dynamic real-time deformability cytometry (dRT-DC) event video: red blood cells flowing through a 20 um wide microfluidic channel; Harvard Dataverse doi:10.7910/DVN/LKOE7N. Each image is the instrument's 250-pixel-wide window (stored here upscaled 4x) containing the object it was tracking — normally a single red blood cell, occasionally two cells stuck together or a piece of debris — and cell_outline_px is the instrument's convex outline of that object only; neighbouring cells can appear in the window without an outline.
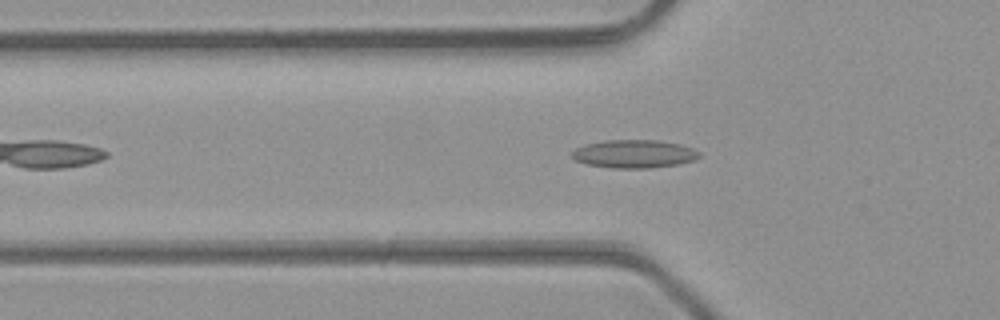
{"species": "common noctule bat (a hibernating species)", "species_latin": "Nyctalus noctula", "temperature_condition": "room temperature", "stored_images_in_passage": 41, "camera_frame_rate_fps": 3000, "um_per_image_px": 0.085, "animal": {"sex": "male", "body_mass_g": 23.1, "forearm_length_mm": 52.7}, "frame": {"image": 1, "passage_image": 8, "time_ms": 2.333, "image_size_px": [1000, 320], "cell_outline_px": [[700, 156], [692, 160], [676, 164], [652, 168], [612, 168], [588, 164], [576, 160], [572, 156], [572, 152], [576, 148], [584, 144], [604, 140], [656, 140], [676, 144], [692, 148], [700, 152]], "centroid_in_image_um": [53.87, 13.08], "position_along_channel_um": 71.9, "area_um2": 20.63}}
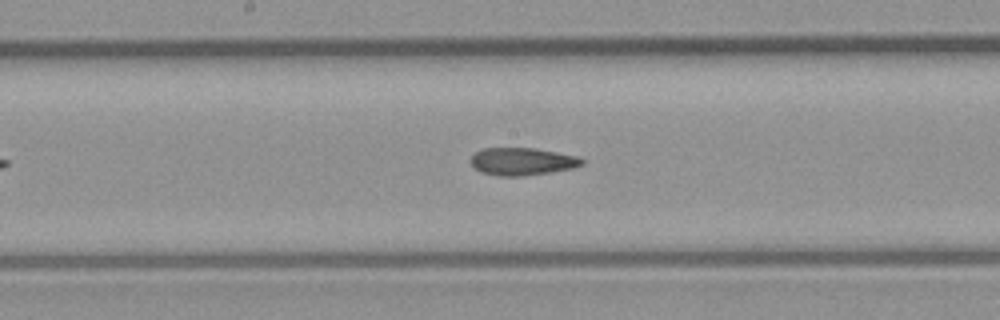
{"frame": {"image": 2, "passage_image": 17, "time_ms": 5.333, "image_size_px": [1000, 320], "cell_outline_px": [[584, 164], [572, 168], [552, 172], [524, 176], [500, 176], [480, 172], [468, 160], [476, 152], [484, 148], [532, 148], [556, 152], [576, 156], [584, 160]], "centroid_in_image_um": [44.37, 13.73], "position_along_channel_um": 203.8, "area_um2": 17.8}}
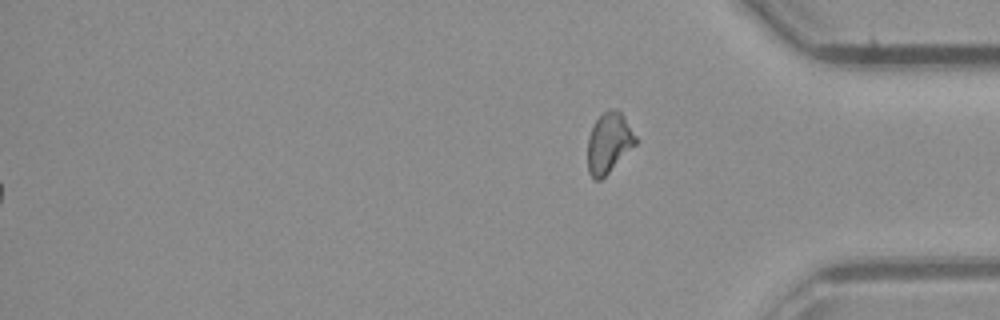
{"frame": {"image": 3, "passage_image": 41, "time_ms": 13.333, "image_size_px": [1000, 320], "cell_outline_px": [[636, 144], [600, 180], [596, 180], [588, 172], [588, 136], [596, 120], [604, 112], [612, 108], [616, 108], [624, 116], [636, 136]], "centroid_in_image_um": [51.75, 12.12], "position_along_channel_um": 383.5, "area_um2": 16.53}, "authors_computed_cell_mechanics": {"area_um2": 18.2648, "velocity_mm_per_s": 4.3468, "shape_relaxation_time_tau1_ms": null, "shape_relaxation_time_tau2_ms": 3.503, "deformation_change_tau1": null, "deformation_change_tau2": 0.1204}}